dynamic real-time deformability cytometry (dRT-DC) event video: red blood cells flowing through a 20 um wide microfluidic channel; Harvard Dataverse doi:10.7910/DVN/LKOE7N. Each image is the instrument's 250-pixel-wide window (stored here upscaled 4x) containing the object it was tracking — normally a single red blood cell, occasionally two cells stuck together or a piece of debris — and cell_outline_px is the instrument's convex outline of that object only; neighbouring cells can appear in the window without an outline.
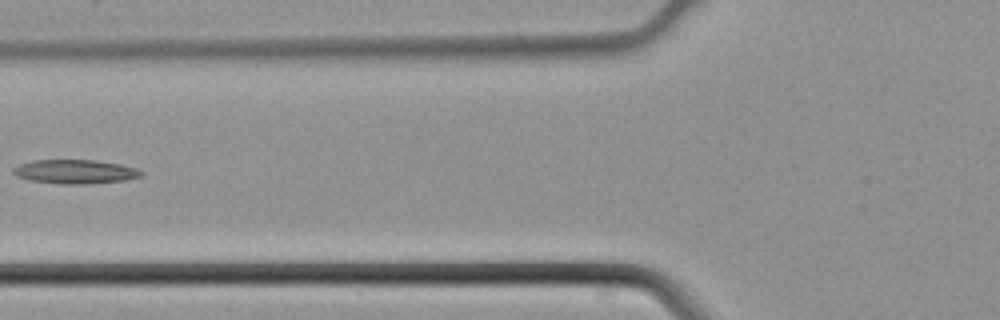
{"species": "common noctule bat (a hibernating species)", "species_latin": "Nyctalus noctula", "temperature_condition": "cold", "stored_images_in_passage": 5, "camera_frame_rate_fps": 3000, "um_per_image_px": 0.085, "animal": {"sex": "male", "body_mass_g": 21.5, "forearm_length_mm": 52.0}, "frame": {"image": 1, "passage_image": 5, "time_ms": 1.333, "image_size_px": [1000, 320], "cell_outline_px": [[144, 172], [140, 176], [128, 180], [88, 184], [60, 184], [28, 180], [16, 176], [12, 172], [12, 168], [20, 164], [32, 160], [96, 160], [120, 164], [136, 168]], "centroid_in_image_um": [6.37, 14.59], "position_along_channel_um": 119.4, "area_um2": 18.09}}